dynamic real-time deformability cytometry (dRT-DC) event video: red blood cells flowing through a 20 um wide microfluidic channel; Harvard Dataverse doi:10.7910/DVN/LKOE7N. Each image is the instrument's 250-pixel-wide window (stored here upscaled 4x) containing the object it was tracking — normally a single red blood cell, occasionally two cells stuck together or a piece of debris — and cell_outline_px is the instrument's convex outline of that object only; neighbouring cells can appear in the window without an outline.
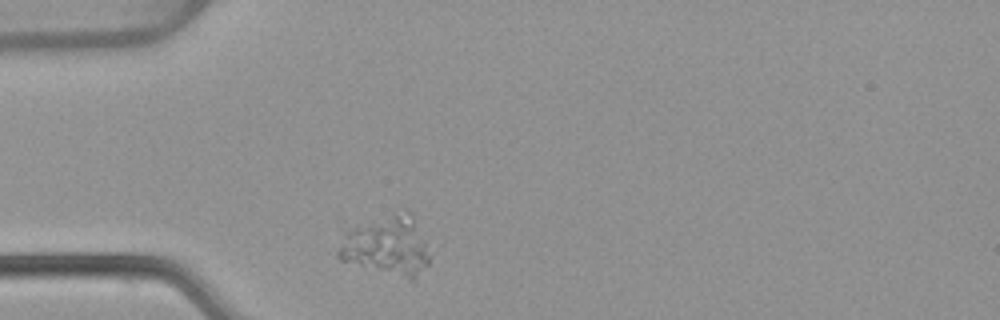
{"species": "common noctule bat (a hibernating species)", "species_latin": "Nyctalus noctula", "temperature_condition": "warm", "stored_images_in_passage": 37, "camera_frame_rate_fps": 3000, "um_per_image_px": 0.085, "animal": {"sex": "female", "body_mass_g": 22.7, "forearm_length_mm": 54.2}, "frame": {"image": 1, "passage_image": 1, "time_ms": 0.0, "image_size_px": [1000, 320], "cell_outline_px": [[432, 256], [428, 264], [412, 280], [340, 260], [336, 256], [336, 252], [344, 220], [408, 208], [412, 212], [432, 244]], "centroid_in_image_um": [32.82, 20.69], "position_along_channel_um": 52.2, "area_um2": 35.26}}
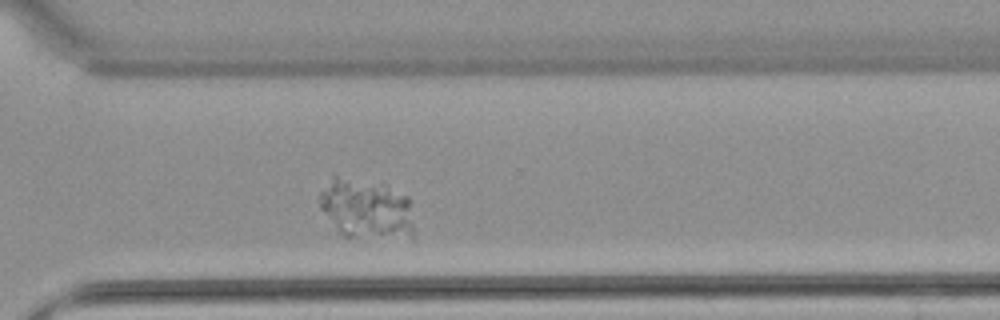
{"frame": {"image": 2, "passage_image": 26, "time_ms": 8.333, "image_size_px": [1000, 320], "cell_outline_px": [[416, 236], [412, 240], [344, 236], [340, 232], [320, 208], [320, 192], [332, 176], [336, 176], [380, 180], [408, 196]], "centroid_in_image_um": [31.22, 17.74], "position_along_channel_um": 339.4, "area_um2": 34.22}}